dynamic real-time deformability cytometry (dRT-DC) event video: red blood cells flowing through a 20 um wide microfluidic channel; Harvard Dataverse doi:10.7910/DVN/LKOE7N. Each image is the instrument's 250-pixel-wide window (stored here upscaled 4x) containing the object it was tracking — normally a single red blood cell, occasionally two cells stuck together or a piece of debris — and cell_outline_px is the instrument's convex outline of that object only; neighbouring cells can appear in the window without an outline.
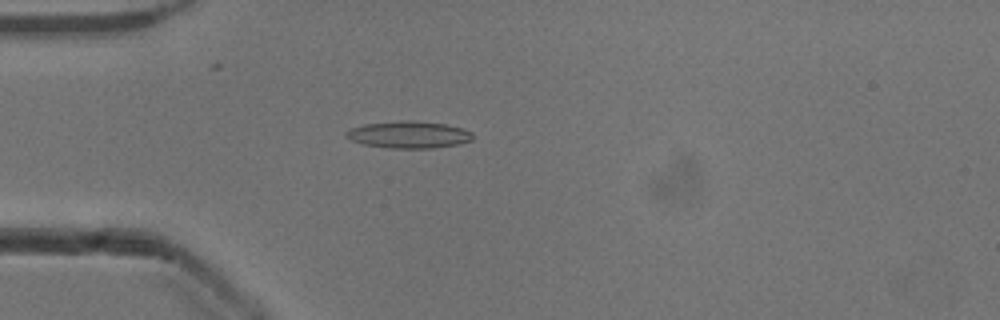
{"species": "common noctule bat (a hibernating species)", "species_latin": "Nyctalus noctula", "temperature_condition": "cold", "stored_images_in_passage": 43, "camera_frame_rate_fps": 3000, "um_per_image_px": 0.085, "animal": {"sex": "male", "body_mass_g": 13.3}, "frame": {"image": 1, "passage_image": 5, "time_ms": 1.333, "image_size_px": [1000, 320], "cell_outline_px": [[472, 140], [456, 144], [432, 148], [388, 148], [364, 144], [352, 140], [344, 136], [344, 132], [352, 128], [364, 124], [400, 120], [412, 120], [444, 124], [460, 128], [472, 132]], "centroid_in_image_um": [34.7, 11.44], "position_along_channel_um": 50.3, "area_um2": 19.77}}
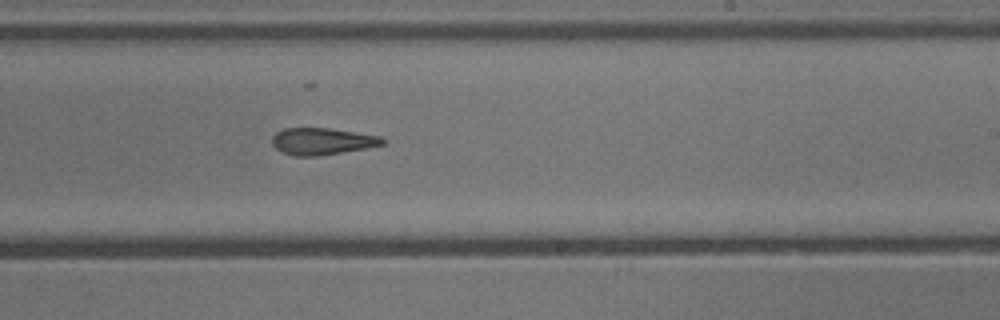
{"frame": {"image": 2, "passage_image": 22, "time_ms": 7.0, "image_size_px": [1000, 320], "cell_outline_px": [[388, 140], [384, 144], [368, 148], [316, 156], [292, 156], [276, 148], [272, 144], [272, 136], [276, 132], [284, 128], [328, 128], [380, 136]], "centroid_in_image_um": [27.39, 12.01], "position_along_channel_um": 261.6, "area_um2": 17.28}}
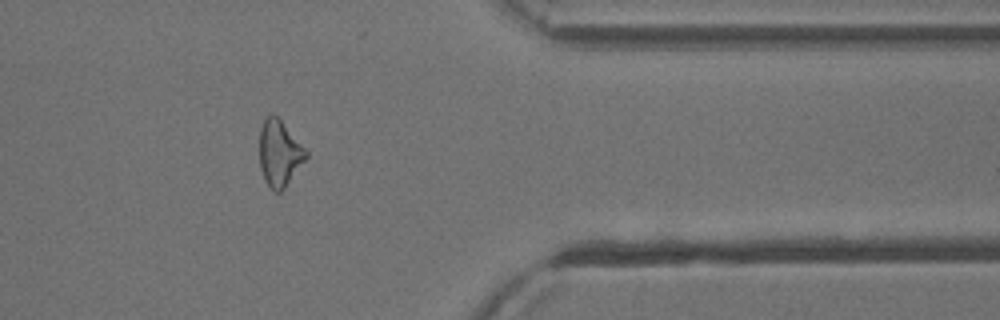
{"frame": {"image": 3, "passage_image": 33, "time_ms": 10.667, "image_size_px": [1000, 320], "cell_outline_px": [[308, 156], [284, 188], [280, 192], [272, 192], [264, 180], [260, 168], [260, 128], [264, 120], [272, 112], [280, 120], [308, 152]], "centroid_in_image_um": [23.73, 13.06], "position_along_channel_um": 387.7, "area_um2": 17.69}, "authors_computed_cell_mechanics": {"area_um2": 18.3804, "velocity_mm_per_s": 3.9264, "shape_relaxation_time_tau1_ms": null, "shape_relaxation_time_tau2_ms": 4.7751, "deformation_change_tau1": null, "deformation_change_tau2": 0.1504}}